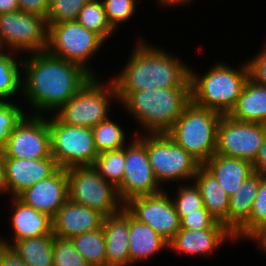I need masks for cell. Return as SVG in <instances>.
<instances>
[{
	"mask_svg": "<svg viewBox=\"0 0 266 266\" xmlns=\"http://www.w3.org/2000/svg\"><path fill=\"white\" fill-rule=\"evenodd\" d=\"M92 77L83 67L47 50L23 56L21 95L30 106L27 108H32L25 112L42 116L55 113Z\"/></svg>",
	"mask_w": 266,
	"mask_h": 266,
	"instance_id": "obj_1",
	"label": "cell"
},
{
	"mask_svg": "<svg viewBox=\"0 0 266 266\" xmlns=\"http://www.w3.org/2000/svg\"><path fill=\"white\" fill-rule=\"evenodd\" d=\"M137 41L126 65L111 78L117 92L190 88L188 64L142 37Z\"/></svg>",
	"mask_w": 266,
	"mask_h": 266,
	"instance_id": "obj_2",
	"label": "cell"
},
{
	"mask_svg": "<svg viewBox=\"0 0 266 266\" xmlns=\"http://www.w3.org/2000/svg\"><path fill=\"white\" fill-rule=\"evenodd\" d=\"M119 105L143 128L135 135L167 133L191 101L190 88H163L117 92Z\"/></svg>",
	"mask_w": 266,
	"mask_h": 266,
	"instance_id": "obj_3",
	"label": "cell"
},
{
	"mask_svg": "<svg viewBox=\"0 0 266 266\" xmlns=\"http://www.w3.org/2000/svg\"><path fill=\"white\" fill-rule=\"evenodd\" d=\"M247 79L246 62L236 69L218 61L202 76L190 67L191 101L202 108L228 115L235 107Z\"/></svg>",
	"mask_w": 266,
	"mask_h": 266,
	"instance_id": "obj_4",
	"label": "cell"
},
{
	"mask_svg": "<svg viewBox=\"0 0 266 266\" xmlns=\"http://www.w3.org/2000/svg\"><path fill=\"white\" fill-rule=\"evenodd\" d=\"M222 116L190 101L167 134L203 165L216 153L218 124Z\"/></svg>",
	"mask_w": 266,
	"mask_h": 266,
	"instance_id": "obj_5",
	"label": "cell"
},
{
	"mask_svg": "<svg viewBox=\"0 0 266 266\" xmlns=\"http://www.w3.org/2000/svg\"><path fill=\"white\" fill-rule=\"evenodd\" d=\"M104 83L100 77H92L53 115L64 124L89 128L106 120L112 112L111 105L114 102L118 103V98L116 86L111 77L107 83Z\"/></svg>",
	"mask_w": 266,
	"mask_h": 266,
	"instance_id": "obj_6",
	"label": "cell"
},
{
	"mask_svg": "<svg viewBox=\"0 0 266 266\" xmlns=\"http://www.w3.org/2000/svg\"><path fill=\"white\" fill-rule=\"evenodd\" d=\"M146 151L154 175L164 183L193 181L201 164L167 133H146Z\"/></svg>",
	"mask_w": 266,
	"mask_h": 266,
	"instance_id": "obj_7",
	"label": "cell"
},
{
	"mask_svg": "<svg viewBox=\"0 0 266 266\" xmlns=\"http://www.w3.org/2000/svg\"><path fill=\"white\" fill-rule=\"evenodd\" d=\"M106 43L98 34L87 30L78 21L51 24L47 51L55 57L83 67L93 77L97 70L89 63Z\"/></svg>",
	"mask_w": 266,
	"mask_h": 266,
	"instance_id": "obj_8",
	"label": "cell"
},
{
	"mask_svg": "<svg viewBox=\"0 0 266 266\" xmlns=\"http://www.w3.org/2000/svg\"><path fill=\"white\" fill-rule=\"evenodd\" d=\"M66 171L71 201L96 210L104 217L124 208L117 188L105 181L92 166H75Z\"/></svg>",
	"mask_w": 266,
	"mask_h": 266,
	"instance_id": "obj_9",
	"label": "cell"
},
{
	"mask_svg": "<svg viewBox=\"0 0 266 266\" xmlns=\"http://www.w3.org/2000/svg\"><path fill=\"white\" fill-rule=\"evenodd\" d=\"M49 116L51 155L57 165L63 169L92 166L98 156L92 128L64 124L53 114Z\"/></svg>",
	"mask_w": 266,
	"mask_h": 266,
	"instance_id": "obj_10",
	"label": "cell"
},
{
	"mask_svg": "<svg viewBox=\"0 0 266 266\" xmlns=\"http://www.w3.org/2000/svg\"><path fill=\"white\" fill-rule=\"evenodd\" d=\"M48 32L45 17L20 10L0 15V48L18 55L46 51Z\"/></svg>",
	"mask_w": 266,
	"mask_h": 266,
	"instance_id": "obj_11",
	"label": "cell"
},
{
	"mask_svg": "<svg viewBox=\"0 0 266 266\" xmlns=\"http://www.w3.org/2000/svg\"><path fill=\"white\" fill-rule=\"evenodd\" d=\"M125 146V164L122 183L117 187L125 205L136 197L151 196L164 191L157 181L146 151V133L133 135Z\"/></svg>",
	"mask_w": 266,
	"mask_h": 266,
	"instance_id": "obj_12",
	"label": "cell"
},
{
	"mask_svg": "<svg viewBox=\"0 0 266 266\" xmlns=\"http://www.w3.org/2000/svg\"><path fill=\"white\" fill-rule=\"evenodd\" d=\"M26 114L11 132L3 157L43 159L51 155V134L48 118Z\"/></svg>",
	"mask_w": 266,
	"mask_h": 266,
	"instance_id": "obj_13",
	"label": "cell"
},
{
	"mask_svg": "<svg viewBox=\"0 0 266 266\" xmlns=\"http://www.w3.org/2000/svg\"><path fill=\"white\" fill-rule=\"evenodd\" d=\"M265 133L264 124L241 122L223 115L218 124L216 154L253 163Z\"/></svg>",
	"mask_w": 266,
	"mask_h": 266,
	"instance_id": "obj_14",
	"label": "cell"
},
{
	"mask_svg": "<svg viewBox=\"0 0 266 266\" xmlns=\"http://www.w3.org/2000/svg\"><path fill=\"white\" fill-rule=\"evenodd\" d=\"M166 190L151 196L133 198L124 205V208L169 243L181 229V222Z\"/></svg>",
	"mask_w": 266,
	"mask_h": 266,
	"instance_id": "obj_15",
	"label": "cell"
},
{
	"mask_svg": "<svg viewBox=\"0 0 266 266\" xmlns=\"http://www.w3.org/2000/svg\"><path fill=\"white\" fill-rule=\"evenodd\" d=\"M16 198L53 218L69 199L66 169L59 168L52 176L25 189Z\"/></svg>",
	"mask_w": 266,
	"mask_h": 266,
	"instance_id": "obj_16",
	"label": "cell"
},
{
	"mask_svg": "<svg viewBox=\"0 0 266 266\" xmlns=\"http://www.w3.org/2000/svg\"><path fill=\"white\" fill-rule=\"evenodd\" d=\"M8 197H17L25 189L52 176L60 167L53 157L43 159L4 157Z\"/></svg>",
	"mask_w": 266,
	"mask_h": 266,
	"instance_id": "obj_17",
	"label": "cell"
},
{
	"mask_svg": "<svg viewBox=\"0 0 266 266\" xmlns=\"http://www.w3.org/2000/svg\"><path fill=\"white\" fill-rule=\"evenodd\" d=\"M229 240L236 242L227 228L180 229L168 243V249L181 255L207 257Z\"/></svg>",
	"mask_w": 266,
	"mask_h": 266,
	"instance_id": "obj_18",
	"label": "cell"
},
{
	"mask_svg": "<svg viewBox=\"0 0 266 266\" xmlns=\"http://www.w3.org/2000/svg\"><path fill=\"white\" fill-rule=\"evenodd\" d=\"M103 218L96 210L68 199L52 218V233L55 237L71 239L76 235L100 229Z\"/></svg>",
	"mask_w": 266,
	"mask_h": 266,
	"instance_id": "obj_19",
	"label": "cell"
},
{
	"mask_svg": "<svg viewBox=\"0 0 266 266\" xmlns=\"http://www.w3.org/2000/svg\"><path fill=\"white\" fill-rule=\"evenodd\" d=\"M13 210L10 225L13 236L5 240L0 235V243L11 246L14 242L28 238L41 237L52 234V218L44 213L23 204L16 197L11 198Z\"/></svg>",
	"mask_w": 266,
	"mask_h": 266,
	"instance_id": "obj_20",
	"label": "cell"
},
{
	"mask_svg": "<svg viewBox=\"0 0 266 266\" xmlns=\"http://www.w3.org/2000/svg\"><path fill=\"white\" fill-rule=\"evenodd\" d=\"M107 266H130L129 212H120L103 218Z\"/></svg>",
	"mask_w": 266,
	"mask_h": 266,
	"instance_id": "obj_21",
	"label": "cell"
},
{
	"mask_svg": "<svg viewBox=\"0 0 266 266\" xmlns=\"http://www.w3.org/2000/svg\"><path fill=\"white\" fill-rule=\"evenodd\" d=\"M203 166L215 176L229 196L233 195L241 184L254 173L251 162L216 153Z\"/></svg>",
	"mask_w": 266,
	"mask_h": 266,
	"instance_id": "obj_22",
	"label": "cell"
},
{
	"mask_svg": "<svg viewBox=\"0 0 266 266\" xmlns=\"http://www.w3.org/2000/svg\"><path fill=\"white\" fill-rule=\"evenodd\" d=\"M166 249L168 250V242L166 240L150 226L139 222L129 213L130 266L147 261Z\"/></svg>",
	"mask_w": 266,
	"mask_h": 266,
	"instance_id": "obj_23",
	"label": "cell"
},
{
	"mask_svg": "<svg viewBox=\"0 0 266 266\" xmlns=\"http://www.w3.org/2000/svg\"><path fill=\"white\" fill-rule=\"evenodd\" d=\"M193 182L202 196L205 209L228 229L229 195L218 180L203 165L194 176Z\"/></svg>",
	"mask_w": 266,
	"mask_h": 266,
	"instance_id": "obj_24",
	"label": "cell"
},
{
	"mask_svg": "<svg viewBox=\"0 0 266 266\" xmlns=\"http://www.w3.org/2000/svg\"><path fill=\"white\" fill-rule=\"evenodd\" d=\"M228 116L241 122L266 125V86L248 78Z\"/></svg>",
	"mask_w": 266,
	"mask_h": 266,
	"instance_id": "obj_25",
	"label": "cell"
},
{
	"mask_svg": "<svg viewBox=\"0 0 266 266\" xmlns=\"http://www.w3.org/2000/svg\"><path fill=\"white\" fill-rule=\"evenodd\" d=\"M261 175L253 173L229 197L228 230L234 235L250 218L254 199L260 185Z\"/></svg>",
	"mask_w": 266,
	"mask_h": 266,
	"instance_id": "obj_26",
	"label": "cell"
},
{
	"mask_svg": "<svg viewBox=\"0 0 266 266\" xmlns=\"http://www.w3.org/2000/svg\"><path fill=\"white\" fill-rule=\"evenodd\" d=\"M15 54L9 49L0 48V101H12L16 93L19 96L22 93V57L16 58Z\"/></svg>",
	"mask_w": 266,
	"mask_h": 266,
	"instance_id": "obj_27",
	"label": "cell"
},
{
	"mask_svg": "<svg viewBox=\"0 0 266 266\" xmlns=\"http://www.w3.org/2000/svg\"><path fill=\"white\" fill-rule=\"evenodd\" d=\"M52 234L23 239L14 242L11 247L28 266H53Z\"/></svg>",
	"mask_w": 266,
	"mask_h": 266,
	"instance_id": "obj_28",
	"label": "cell"
},
{
	"mask_svg": "<svg viewBox=\"0 0 266 266\" xmlns=\"http://www.w3.org/2000/svg\"><path fill=\"white\" fill-rule=\"evenodd\" d=\"M71 241L89 266H107L102 227L92 232L76 235L71 238Z\"/></svg>",
	"mask_w": 266,
	"mask_h": 266,
	"instance_id": "obj_29",
	"label": "cell"
},
{
	"mask_svg": "<svg viewBox=\"0 0 266 266\" xmlns=\"http://www.w3.org/2000/svg\"><path fill=\"white\" fill-rule=\"evenodd\" d=\"M126 130L110 117L92 127L95 148L99 153L123 149L130 141ZM128 139V140H127Z\"/></svg>",
	"mask_w": 266,
	"mask_h": 266,
	"instance_id": "obj_30",
	"label": "cell"
},
{
	"mask_svg": "<svg viewBox=\"0 0 266 266\" xmlns=\"http://www.w3.org/2000/svg\"><path fill=\"white\" fill-rule=\"evenodd\" d=\"M266 227V176H261L259 189L254 199L249 220L234 234L239 239L252 240Z\"/></svg>",
	"mask_w": 266,
	"mask_h": 266,
	"instance_id": "obj_31",
	"label": "cell"
},
{
	"mask_svg": "<svg viewBox=\"0 0 266 266\" xmlns=\"http://www.w3.org/2000/svg\"><path fill=\"white\" fill-rule=\"evenodd\" d=\"M77 21L98 34L105 42L116 32L109 24L101 0H89L80 10Z\"/></svg>",
	"mask_w": 266,
	"mask_h": 266,
	"instance_id": "obj_32",
	"label": "cell"
},
{
	"mask_svg": "<svg viewBox=\"0 0 266 266\" xmlns=\"http://www.w3.org/2000/svg\"><path fill=\"white\" fill-rule=\"evenodd\" d=\"M124 164L125 147L116 151L99 153L92 167L105 181L117 188L123 180Z\"/></svg>",
	"mask_w": 266,
	"mask_h": 266,
	"instance_id": "obj_33",
	"label": "cell"
},
{
	"mask_svg": "<svg viewBox=\"0 0 266 266\" xmlns=\"http://www.w3.org/2000/svg\"><path fill=\"white\" fill-rule=\"evenodd\" d=\"M191 183V184H190ZM174 190L175 197L171 196L180 221L185 217V213L197 212L198 209H205L199 189L193 181L177 184Z\"/></svg>",
	"mask_w": 266,
	"mask_h": 266,
	"instance_id": "obj_34",
	"label": "cell"
},
{
	"mask_svg": "<svg viewBox=\"0 0 266 266\" xmlns=\"http://www.w3.org/2000/svg\"><path fill=\"white\" fill-rule=\"evenodd\" d=\"M89 0H50L46 15L48 27L51 24L77 21L80 10Z\"/></svg>",
	"mask_w": 266,
	"mask_h": 266,
	"instance_id": "obj_35",
	"label": "cell"
},
{
	"mask_svg": "<svg viewBox=\"0 0 266 266\" xmlns=\"http://www.w3.org/2000/svg\"><path fill=\"white\" fill-rule=\"evenodd\" d=\"M106 12V17L111 27L118 31L125 22H128L135 15L137 0H101Z\"/></svg>",
	"mask_w": 266,
	"mask_h": 266,
	"instance_id": "obj_36",
	"label": "cell"
},
{
	"mask_svg": "<svg viewBox=\"0 0 266 266\" xmlns=\"http://www.w3.org/2000/svg\"><path fill=\"white\" fill-rule=\"evenodd\" d=\"M24 111L17 102L0 101V151L5 147L15 126L27 114Z\"/></svg>",
	"mask_w": 266,
	"mask_h": 266,
	"instance_id": "obj_37",
	"label": "cell"
},
{
	"mask_svg": "<svg viewBox=\"0 0 266 266\" xmlns=\"http://www.w3.org/2000/svg\"><path fill=\"white\" fill-rule=\"evenodd\" d=\"M53 266H89L71 239L54 238Z\"/></svg>",
	"mask_w": 266,
	"mask_h": 266,
	"instance_id": "obj_38",
	"label": "cell"
},
{
	"mask_svg": "<svg viewBox=\"0 0 266 266\" xmlns=\"http://www.w3.org/2000/svg\"><path fill=\"white\" fill-rule=\"evenodd\" d=\"M180 222L181 229L202 230L205 228H226L206 209H198L197 212L185 213V217Z\"/></svg>",
	"mask_w": 266,
	"mask_h": 266,
	"instance_id": "obj_39",
	"label": "cell"
},
{
	"mask_svg": "<svg viewBox=\"0 0 266 266\" xmlns=\"http://www.w3.org/2000/svg\"><path fill=\"white\" fill-rule=\"evenodd\" d=\"M255 56L245 61L248 68V78L253 82L266 86V44Z\"/></svg>",
	"mask_w": 266,
	"mask_h": 266,
	"instance_id": "obj_40",
	"label": "cell"
},
{
	"mask_svg": "<svg viewBox=\"0 0 266 266\" xmlns=\"http://www.w3.org/2000/svg\"><path fill=\"white\" fill-rule=\"evenodd\" d=\"M20 11L46 18L50 0H17Z\"/></svg>",
	"mask_w": 266,
	"mask_h": 266,
	"instance_id": "obj_41",
	"label": "cell"
},
{
	"mask_svg": "<svg viewBox=\"0 0 266 266\" xmlns=\"http://www.w3.org/2000/svg\"><path fill=\"white\" fill-rule=\"evenodd\" d=\"M0 266H28L11 246L0 243Z\"/></svg>",
	"mask_w": 266,
	"mask_h": 266,
	"instance_id": "obj_42",
	"label": "cell"
},
{
	"mask_svg": "<svg viewBox=\"0 0 266 266\" xmlns=\"http://www.w3.org/2000/svg\"><path fill=\"white\" fill-rule=\"evenodd\" d=\"M252 166L255 173L260 174L261 176H266V133Z\"/></svg>",
	"mask_w": 266,
	"mask_h": 266,
	"instance_id": "obj_43",
	"label": "cell"
},
{
	"mask_svg": "<svg viewBox=\"0 0 266 266\" xmlns=\"http://www.w3.org/2000/svg\"><path fill=\"white\" fill-rule=\"evenodd\" d=\"M0 195H8V187L6 183L5 163L2 152L0 151Z\"/></svg>",
	"mask_w": 266,
	"mask_h": 266,
	"instance_id": "obj_44",
	"label": "cell"
},
{
	"mask_svg": "<svg viewBox=\"0 0 266 266\" xmlns=\"http://www.w3.org/2000/svg\"><path fill=\"white\" fill-rule=\"evenodd\" d=\"M17 0H0V15L19 11Z\"/></svg>",
	"mask_w": 266,
	"mask_h": 266,
	"instance_id": "obj_45",
	"label": "cell"
},
{
	"mask_svg": "<svg viewBox=\"0 0 266 266\" xmlns=\"http://www.w3.org/2000/svg\"><path fill=\"white\" fill-rule=\"evenodd\" d=\"M158 2H156V3H158L161 7L163 6V8L164 7H178V6H183V7H185L186 5H190V3H192L194 0H157Z\"/></svg>",
	"mask_w": 266,
	"mask_h": 266,
	"instance_id": "obj_46",
	"label": "cell"
},
{
	"mask_svg": "<svg viewBox=\"0 0 266 266\" xmlns=\"http://www.w3.org/2000/svg\"><path fill=\"white\" fill-rule=\"evenodd\" d=\"M251 241L255 242L257 246H259L258 249L263 251L261 253L266 254V227L260 231Z\"/></svg>",
	"mask_w": 266,
	"mask_h": 266,
	"instance_id": "obj_47",
	"label": "cell"
}]
</instances>
